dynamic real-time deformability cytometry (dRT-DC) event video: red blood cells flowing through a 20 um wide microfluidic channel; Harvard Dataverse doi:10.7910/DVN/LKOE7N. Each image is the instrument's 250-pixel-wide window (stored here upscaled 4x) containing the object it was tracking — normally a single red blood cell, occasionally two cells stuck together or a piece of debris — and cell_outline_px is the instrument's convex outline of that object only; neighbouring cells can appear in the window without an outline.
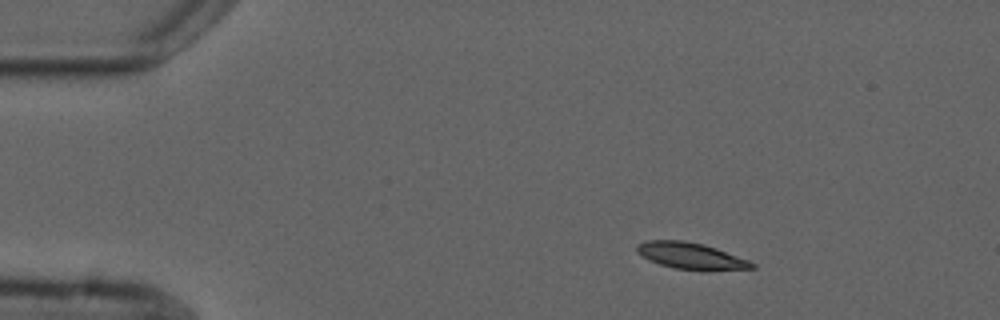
{"species": "common noctule bat (a hibernating species)", "species_latin": "Nyctalus noctula", "temperature_condition": "cold", "stored_images_in_passage": 2, "camera_frame_rate_fps": 3000, "um_per_image_px": 0.085, "animal": {"sex": "male", "forearm_length_mm": 52.5}, "frame": {"image": 1, "passage_image": 1, "time_ms": 0.0, "image_size_px": [1000, 320], "cell_outline_px": [[756, 268], [704, 272], [676, 268], [660, 264], [648, 260], [640, 256], [636, 252], [636, 248], [640, 244], [648, 240], [684, 240], [704, 244], [716, 248], [748, 260], [756, 264]], "centroid_in_image_um": [58.76, 21.77], "position_along_channel_um": 26.2, "area_um2": 18.09}}